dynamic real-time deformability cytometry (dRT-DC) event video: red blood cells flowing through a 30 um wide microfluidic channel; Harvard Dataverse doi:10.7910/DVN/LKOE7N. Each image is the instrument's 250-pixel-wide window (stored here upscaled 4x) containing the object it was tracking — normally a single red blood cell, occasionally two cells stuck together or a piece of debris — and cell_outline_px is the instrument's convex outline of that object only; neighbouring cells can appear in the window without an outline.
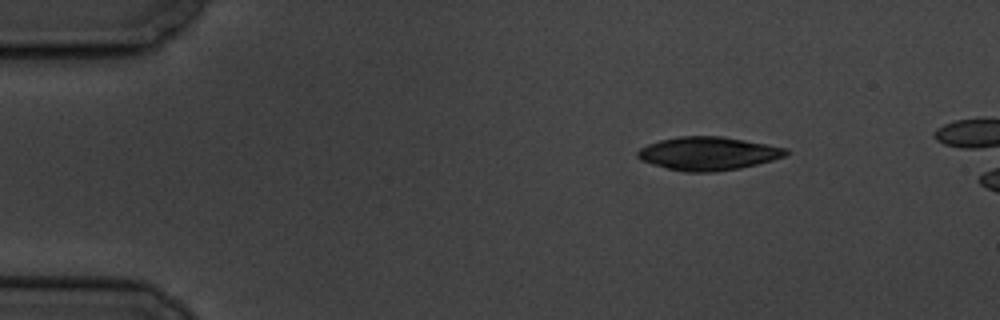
{"species": "common noctule bat (a hibernating species)", "species_latin": "Nyctalus noctula", "temperature_condition": "cold", "stored_images_in_passage": 4, "camera_frame_rate_fps": 3000, "um_per_image_px": 0.085, "animal": {"sex": "male", "body_mass_g": 19.5, "forearm_length_mm": 54.6}, "frame": {"image": 1, "passage_image": 1, "time_ms": 0.0, "image_size_px": [1000, 320], "cell_outline_px": [[788, 152], [784, 156], [772, 160], [740, 168], [716, 172], [684, 172], [652, 164], [640, 160], [636, 156], [636, 152], [640, 148], [648, 144], [660, 140], [680, 136], [720, 136], [768, 144], [788, 148]], "centroid_in_image_um": [60.17, 13.05], "position_along_channel_um": 24.8, "area_um2": 28.78}}